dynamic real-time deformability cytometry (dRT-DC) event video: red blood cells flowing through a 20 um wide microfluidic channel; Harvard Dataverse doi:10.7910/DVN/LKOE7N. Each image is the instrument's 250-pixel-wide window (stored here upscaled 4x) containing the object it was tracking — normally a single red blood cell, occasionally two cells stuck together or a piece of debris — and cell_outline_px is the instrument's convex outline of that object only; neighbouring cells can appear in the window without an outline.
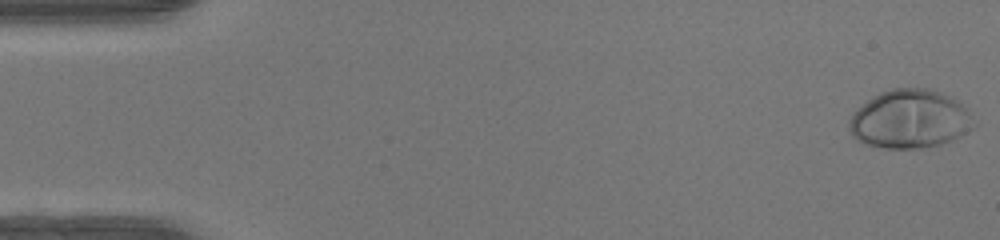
{"species": "human", "species_latin": "Homo sapiens", "temperature_condition": "warm", "stored_images_in_passage": 49, "camera_frame_rate_fps": 3000, "um_per_image_px": 0.085, "donor": {"sex": "female"}, "frame": {"image": 1, "passage_image": 1, "time_ms": 0.0, "image_size_px": [1000, 240], "cell_outline_px": [[976, 124], [972, 128], [952, 140], [940, 144], [920, 148], [884, 148], [868, 144], [856, 140], [852, 136], [848, 128], [848, 120], [852, 112], [872, 96], [880, 92], [892, 88], [928, 88], [952, 96], [968, 108]], "centroid_in_image_um": [77.32, 10.11], "position_along_channel_um": 7.7, "area_um2": 42.95}}
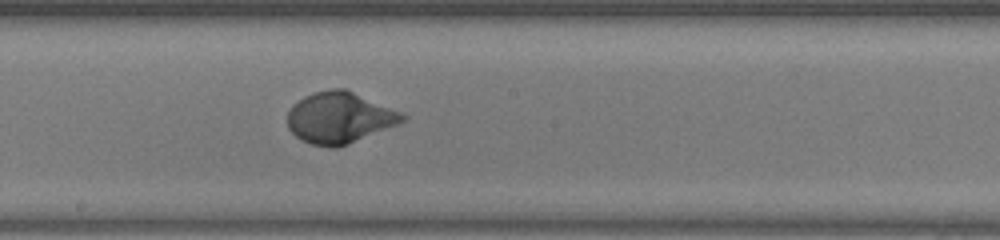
{"frame": {"image": 2, "passage_image": 27, "time_ms": 8.667, "image_size_px": [1000, 240], "cell_outline_px": [[408, 120], [348, 144], [336, 148], [328, 148], [312, 144], [300, 140], [288, 128], [288, 112], [292, 104], [304, 96], [312, 92], [328, 88], [344, 88], [400, 112], [408, 116]], "centroid_in_image_um": [28.83, 10.0], "position_along_channel_um": 219.4, "area_um2": 34.39}}
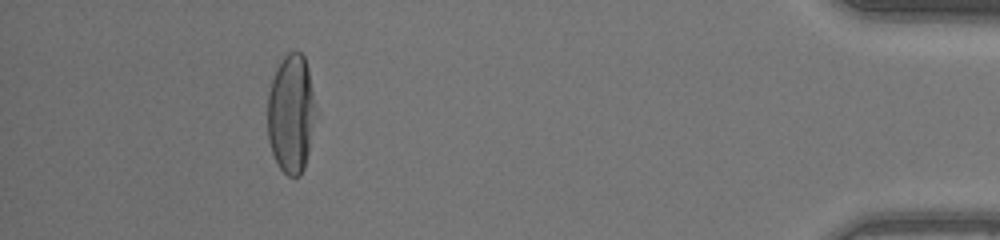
{"frame": {"image": 3, "passage_image": 45, "time_ms": 14.667, "image_size_px": [1000, 240], "cell_outline_px": [[320, 116], [304, 168], [300, 176], [288, 176], [276, 164], [268, 140], [268, 92], [276, 68], [284, 56], [288, 52], [300, 52], [304, 56], [308, 68], [320, 112]], "centroid_in_image_um": [24.82, 9.69], "position_along_channel_um": 410.4, "area_um2": 34.74}, "authors_computed_cell_mechanics": {"area_um2": 34.4488, "velocity_mm_per_s": 4.2082, "shape_relaxation_time_tau1_ms": 2.9789, "shape_relaxation_time_tau2_ms": null, "deformation_change_tau1": 0.2264, "deformation_change_tau2": null}}